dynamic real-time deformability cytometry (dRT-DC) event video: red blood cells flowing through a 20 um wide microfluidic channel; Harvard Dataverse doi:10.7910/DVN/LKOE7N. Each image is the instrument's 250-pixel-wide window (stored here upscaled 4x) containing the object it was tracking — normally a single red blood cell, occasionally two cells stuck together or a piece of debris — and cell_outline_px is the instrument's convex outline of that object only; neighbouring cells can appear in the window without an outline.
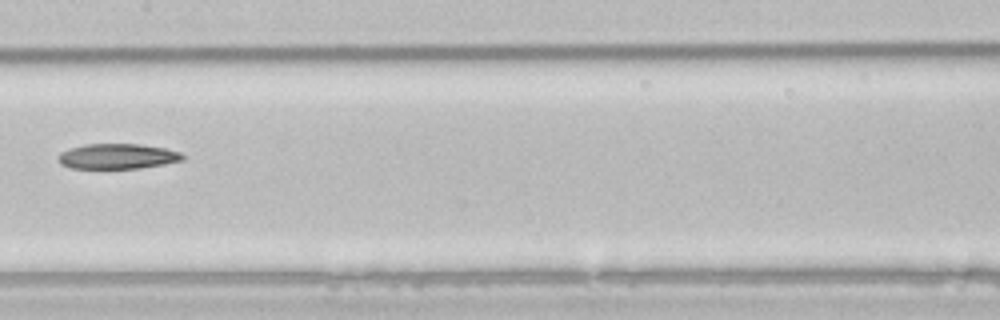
{"species": "common noctule bat (a hibernating species)", "species_latin": "Nyctalus noctula", "temperature_condition": "room temperature", "stored_images_in_passage": 6, "camera_frame_rate_fps": 3000, "um_per_image_px": 0.085, "animal": {"sex": "male", "body_mass_g": 21.5, "forearm_length_mm": 52.0}, "frame": {"image": 1, "passage_image": 6, "time_ms": 7.667, "image_size_px": [1000, 320], "cell_outline_px": [[188, 156], [184, 160], [164, 164], [140, 168], [72, 168], [60, 164], [56, 160], [56, 156], [60, 152], [84, 144], [140, 144], [164, 148], [180, 152]], "centroid_in_image_um": [9.99, 13.29], "position_along_channel_um": 197.4, "area_um2": 18.44}}